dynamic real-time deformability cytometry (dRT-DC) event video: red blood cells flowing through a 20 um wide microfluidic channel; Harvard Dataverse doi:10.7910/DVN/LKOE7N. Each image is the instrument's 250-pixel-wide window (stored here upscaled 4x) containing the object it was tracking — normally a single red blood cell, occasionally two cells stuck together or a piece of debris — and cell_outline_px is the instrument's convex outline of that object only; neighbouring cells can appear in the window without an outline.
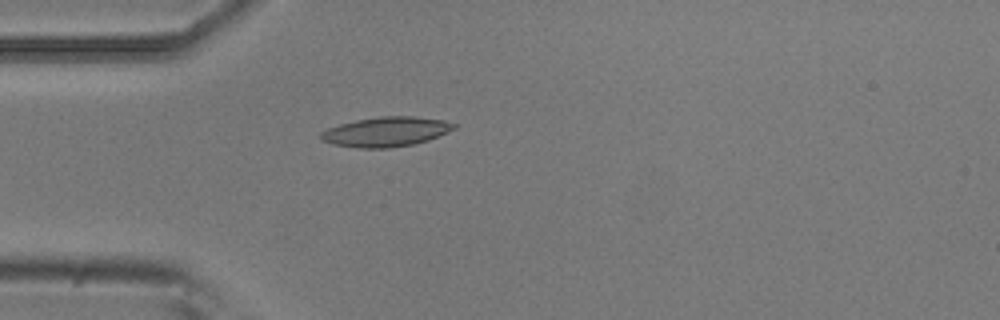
{"species": "common noctule bat (a hibernating species)", "species_latin": "Nyctalus noctula", "temperature_condition": "room temperature", "stored_images_in_passage": 1, "camera_frame_rate_fps": 3000, "um_per_image_px": 0.085, "animal": {"sex": "male", "body_mass_g": 20.5, "forearm_length_mm": 52.5}, "frame": {"image": 1, "passage_image": 1, "time_ms": 0.0, "image_size_px": [1000, 320], "cell_outline_px": [[460, 124], [456, 128], [428, 140], [412, 144], [388, 148], [360, 148], [332, 144], [320, 140], [320, 132], [328, 128], [340, 124], [356, 120], [380, 116], [412, 116], [444, 120]], "centroid_in_image_um": [32.81, 11.19], "position_along_channel_um": 52.2, "area_um2": 23.06}}